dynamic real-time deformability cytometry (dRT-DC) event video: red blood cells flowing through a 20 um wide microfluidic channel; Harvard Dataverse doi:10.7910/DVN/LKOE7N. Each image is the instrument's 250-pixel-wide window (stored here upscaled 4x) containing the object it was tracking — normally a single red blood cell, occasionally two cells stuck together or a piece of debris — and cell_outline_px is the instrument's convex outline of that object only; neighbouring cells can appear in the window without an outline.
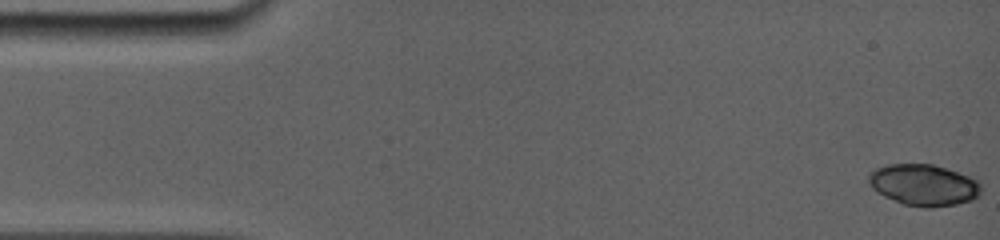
{"species": "common noctule bat (a hibernating species)", "species_latin": "Nyctalus noctula", "temperature_condition": "room temperature", "stored_images_in_passage": 28, "camera_frame_rate_fps": 5000, "um_per_image_px": 0.085, "animal": {"sex": "female", "body_mass_g": 19.0, "forearm_length_mm": 56.7}, "frame": {"image": 1, "passage_image": 1, "time_ms": 0.0, "image_size_px": [1000, 240], "cell_outline_px": [[980, 196], [972, 200], [956, 204], [932, 208], [924, 208], [904, 204], [884, 196], [876, 192], [868, 184], [868, 176], [876, 168], [888, 164], [932, 164], [968, 176], [976, 180], [980, 184]], "centroid_in_image_um": [78.49, 15.74], "position_along_channel_um": 6.5, "area_um2": 27.05}}
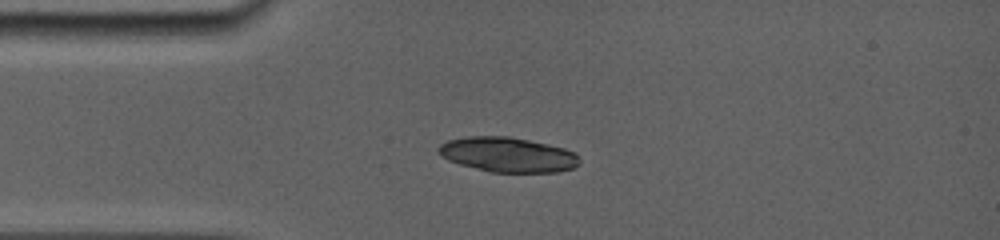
{"frame": {"image": 2, "passage_image": 24, "time_ms": 3.8, "image_size_px": [1000, 240], "cell_outline_px": [[580, 164], [572, 168], [556, 172], [492, 172], [460, 164], [448, 160], [440, 156], [436, 152], [436, 148], [440, 144], [448, 140], [468, 136], [508, 136], [548, 144], [564, 148], [576, 152]], "centroid_in_image_um": [43.13, 13.14], "position_along_channel_um": 41.9, "area_um2": 28.67}}